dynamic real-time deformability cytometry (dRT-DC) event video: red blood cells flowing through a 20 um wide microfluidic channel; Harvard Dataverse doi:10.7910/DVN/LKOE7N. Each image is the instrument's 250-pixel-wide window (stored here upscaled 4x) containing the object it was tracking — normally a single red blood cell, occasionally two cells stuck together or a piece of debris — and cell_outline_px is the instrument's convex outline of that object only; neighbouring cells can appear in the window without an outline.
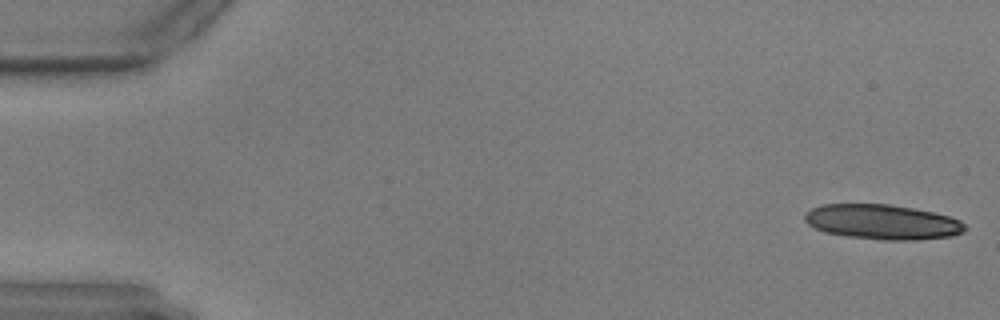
{"species": "common noctule bat (a hibernating species)", "species_latin": "Nyctalus noctula", "temperature_condition": "warm", "stored_images_in_passage": 16, "camera_frame_rate_fps": 3000, "um_per_image_px": 0.085, "animal": {"sex": "male", "body_mass_g": 17.9, "forearm_length_mm": 54.2}, "frame": {"image": 1, "passage_image": 1, "time_ms": 0.0, "image_size_px": [1000, 320], "cell_outline_px": [[968, 228], [964, 232], [952, 236], [916, 240], [884, 240], [848, 236], [824, 232], [808, 224], [804, 220], [804, 216], [812, 208], [824, 204], [888, 204], [912, 208], [932, 212], [948, 216], [960, 220]], "centroid_in_image_um": [75.03, 18.87], "position_along_channel_um": 10.0, "area_um2": 32.48}}